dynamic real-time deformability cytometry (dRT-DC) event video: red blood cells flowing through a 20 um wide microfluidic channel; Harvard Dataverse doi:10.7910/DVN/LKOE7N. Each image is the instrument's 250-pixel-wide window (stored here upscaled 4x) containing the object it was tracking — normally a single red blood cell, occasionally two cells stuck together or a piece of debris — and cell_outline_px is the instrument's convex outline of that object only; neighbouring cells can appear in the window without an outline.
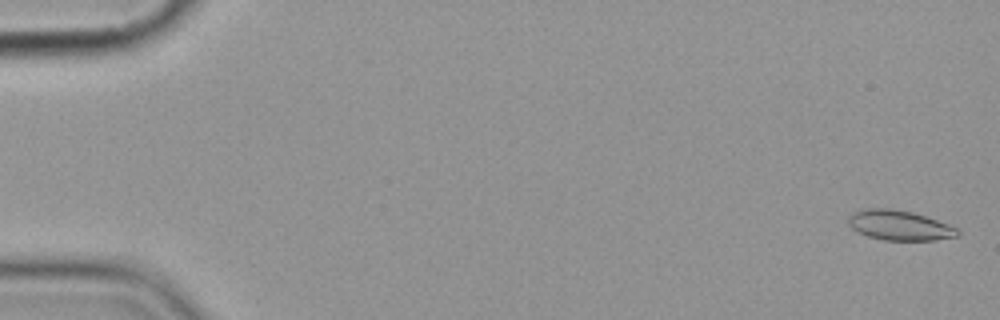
{"species": "common noctule bat (a hibernating species)", "species_latin": "Nyctalus noctula", "temperature_condition": "cold", "stored_images_in_passage": 15, "camera_frame_rate_fps": 3000, "um_per_image_px": 0.085, "animal": {"sex": "female", "body_mass_g": 19.9}, "frame": {"image": 1, "passage_image": 1, "time_ms": 0.0, "image_size_px": [1000, 320], "cell_outline_px": [[960, 236], [936, 240], [884, 240], [868, 236], [852, 228], [848, 224], [848, 216], [864, 208], [892, 208], [912, 212], [948, 224], [956, 228], [960, 232]], "centroid_in_image_um": [76.46, 19.15], "position_along_channel_um": 8.5, "area_um2": 18.96}}
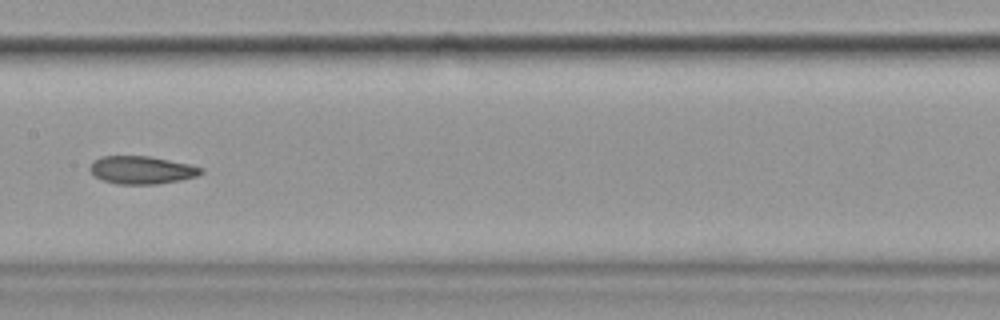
{"frame": {"image": 2, "passage_image": 8, "time_ms": 9.333, "image_size_px": [1000, 320], "cell_outline_px": [[204, 172], [196, 176], [180, 180], [156, 184], [116, 184], [104, 180], [96, 176], [88, 168], [100, 156], [148, 156], [192, 164], [204, 168]], "centroid_in_image_um": [12.09, 14.44], "position_along_channel_um": 195.3, "area_um2": 17.98}}
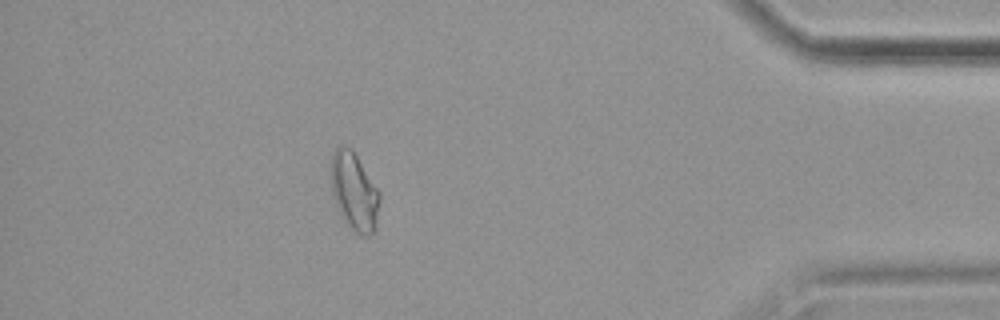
{"frame": {"image": 3, "passage_image": 14, "time_ms": 16.333, "image_size_px": [1000, 320], "cell_outline_px": [[380, 200], [376, 220], [372, 232], [368, 236], [360, 236], [340, 216], [332, 196], [332, 152], [336, 148], [352, 148], [380, 192]], "centroid_in_image_um": [30.11, 16.29], "position_along_channel_um": 405.1, "area_um2": 21.73}, "authors_computed_cell_mechanics": {"area_um2": 18.9584, "velocity_mm_per_s": 3.5892, "shape_relaxation_time_tau1_ms": 5.763, "shape_relaxation_time_tau2_ms": 6.038, "deformation_change_tau1": 0.1448, "deformation_change_tau2": 0.1164}}